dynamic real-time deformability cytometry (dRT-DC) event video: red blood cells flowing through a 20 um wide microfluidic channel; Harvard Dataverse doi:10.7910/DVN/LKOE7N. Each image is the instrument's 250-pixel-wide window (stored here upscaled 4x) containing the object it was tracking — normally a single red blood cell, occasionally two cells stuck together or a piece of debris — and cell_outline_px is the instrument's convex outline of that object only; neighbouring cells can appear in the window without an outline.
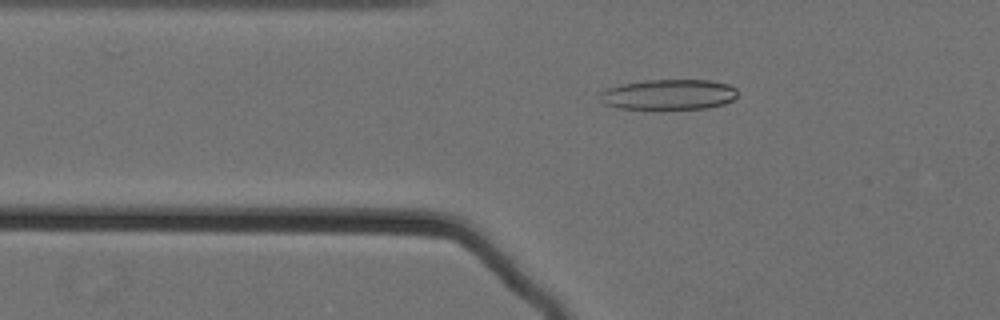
{"species": "Egyptian fruit bat (a non-hibernating species)", "species_latin": "Rousettus aegyptiacus", "temperature_condition": "cold", "stored_images_in_passage": 40, "camera_frame_rate_fps": 3000, "um_per_image_px": 0.085, "animal": {"sex": "female"}, "frame": {"image": 1, "passage_image": 4, "time_ms": 1.0, "image_size_px": [1000, 320], "cell_outline_px": [[740, 92], [732, 100], [724, 104], [708, 108], [660, 112], [620, 108], [604, 104], [600, 92], [608, 88], [620, 84], [648, 80], [708, 80], [728, 84], [736, 88]], "centroid_in_image_um": [56.87, 8.08], "position_along_channel_um": 68.9, "area_um2": 25.37}}
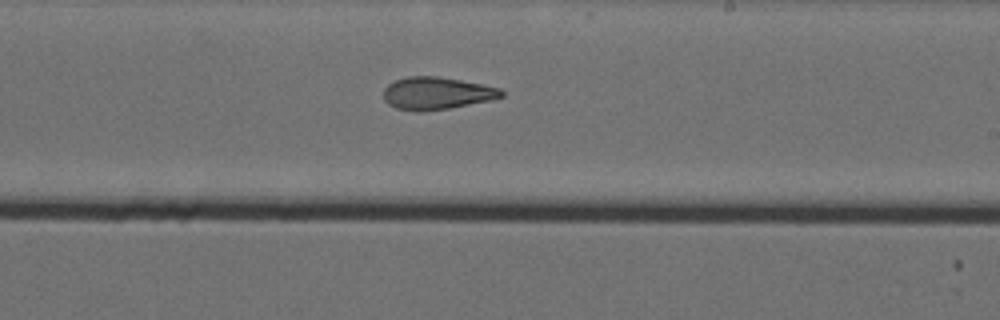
{"frame": {"image": 2, "passage_image": 20, "time_ms": 6.333, "image_size_px": [1000, 320], "cell_outline_px": [[504, 96], [492, 100], [448, 108], [424, 112], [416, 112], [396, 108], [388, 104], [384, 100], [384, 88], [388, 84], [396, 80], [408, 76], [436, 76], [484, 84], [500, 88], [504, 92]], "centroid_in_image_um": [37.12, 7.93], "position_along_channel_um": 251.9, "area_um2": 22.43}}
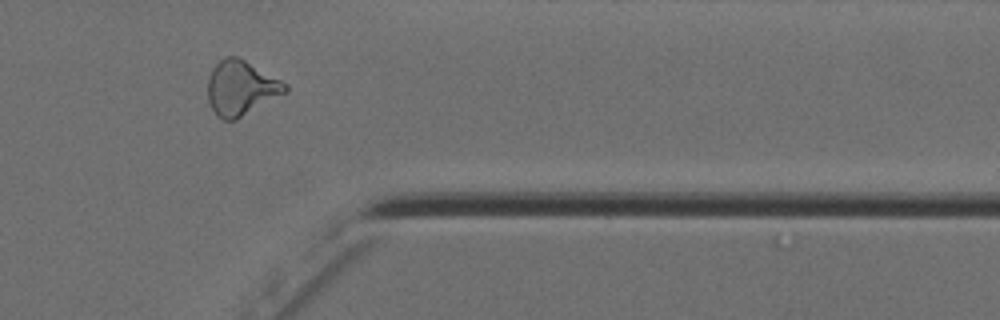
{"frame": {"image": 3, "passage_image": 32, "time_ms": 10.333, "image_size_px": [1000, 320], "cell_outline_px": [[288, 92], [236, 120], [224, 120], [216, 116], [208, 100], [208, 76], [212, 68], [224, 56], [236, 56], [244, 60], [288, 84]], "centroid_in_image_um": [20.48, 7.49], "position_along_channel_um": 390.9, "area_um2": 24.74}, "authors_computed_cell_mechanics": {"area_um2": 23.0333, "velocity_mm_per_s": 3.583, "shape_relaxation_time_tau1_ms": null, "shape_relaxation_time_tau2_ms": 3.6077, "deformation_change_tau1": null, "deformation_change_tau2": 0.1246}}